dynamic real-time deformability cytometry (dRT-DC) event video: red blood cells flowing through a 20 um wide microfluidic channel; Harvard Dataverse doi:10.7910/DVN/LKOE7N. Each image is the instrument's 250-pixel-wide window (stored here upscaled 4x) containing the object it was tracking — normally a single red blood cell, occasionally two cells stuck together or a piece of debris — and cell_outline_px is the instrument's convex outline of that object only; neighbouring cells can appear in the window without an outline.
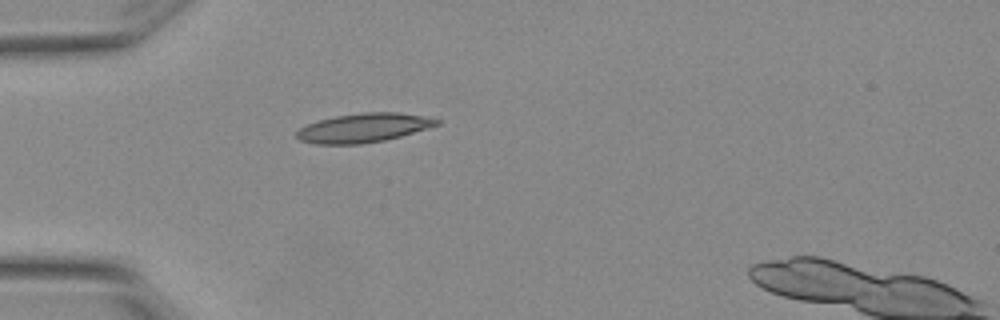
{"species": "Egyptian fruit bat (a non-hibernating species)", "species_latin": "Rousettus aegyptiacus", "temperature_condition": "warm", "stored_images_in_passage": 2, "camera_frame_rate_fps": 3000, "um_per_image_px": 0.085, "animal": {"sex": "female"}, "frame": {"image": 1, "passage_image": 1, "time_ms": 0.0, "image_size_px": [1000, 320], "cell_outline_px": [[440, 124], [428, 128], [400, 136], [384, 140], [360, 144], [316, 144], [300, 140], [296, 136], [296, 132], [300, 128], [308, 124], [320, 120], [336, 116], [360, 112], [400, 112], [424, 116], [440, 120]], "centroid_in_image_um": [30.91, 10.86], "position_along_channel_um": 54.1, "area_um2": 23.58}}